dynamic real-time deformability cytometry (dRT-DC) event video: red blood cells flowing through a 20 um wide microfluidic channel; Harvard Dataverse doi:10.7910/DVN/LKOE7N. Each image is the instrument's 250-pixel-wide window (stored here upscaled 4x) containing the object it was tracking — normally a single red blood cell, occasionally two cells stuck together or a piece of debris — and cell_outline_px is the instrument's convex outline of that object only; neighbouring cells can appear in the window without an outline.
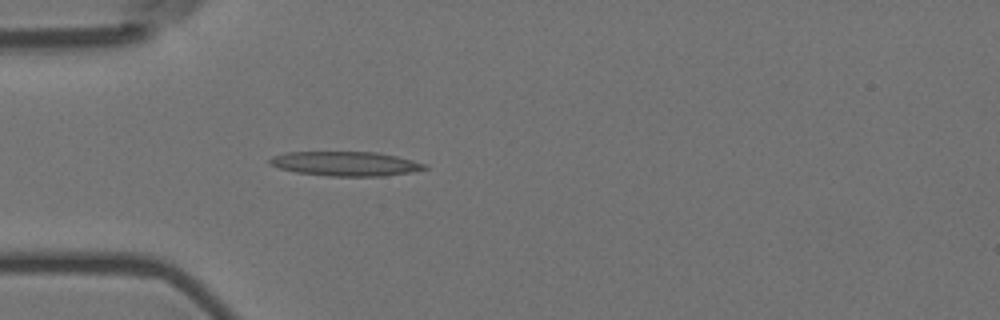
{"species": "Egyptian fruit bat (a non-hibernating species)", "species_latin": "Rousettus aegyptiacus", "temperature_condition": "room temperature", "stored_images_in_passage": 4, "camera_frame_rate_fps": 3000, "um_per_image_px": 0.085, "animal": {"sex": "female"}, "frame": {"image": 1, "passage_image": 4, "time_ms": 1.0, "image_size_px": [1000, 320], "cell_outline_px": [[428, 168], [408, 172], [384, 176], [328, 176], [296, 172], [280, 168], [272, 164], [268, 160], [272, 156], [288, 152], [376, 152], [396, 156], [412, 160], [424, 164]], "centroid_in_image_um": [29.35, 13.91], "position_along_channel_um": 55.7, "area_um2": 21.73}}